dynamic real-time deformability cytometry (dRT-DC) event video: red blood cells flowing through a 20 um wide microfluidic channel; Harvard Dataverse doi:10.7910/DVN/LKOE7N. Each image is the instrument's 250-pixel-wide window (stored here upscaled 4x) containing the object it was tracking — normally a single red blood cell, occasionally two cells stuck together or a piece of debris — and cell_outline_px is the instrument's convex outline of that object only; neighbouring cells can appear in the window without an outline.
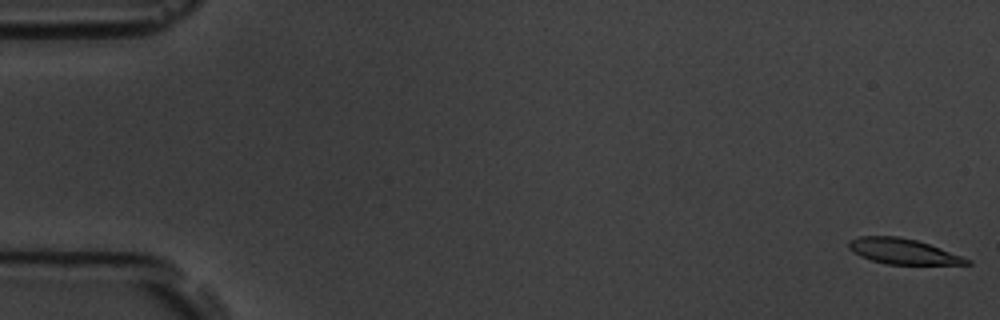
{"species": "common noctule bat (a hibernating species)", "species_latin": "Nyctalus noctula", "temperature_condition": "room temperature", "stored_images_in_passage": 6, "camera_frame_rate_fps": 3000, "um_per_image_px": 0.085, "animal": {"sex": "male", "body_mass_g": 19.5, "forearm_length_mm": 54.6}, "frame": {"image": 1, "passage_image": 1, "time_ms": 0.0, "image_size_px": [1000, 320], "cell_outline_px": [[972, 264], [884, 264], [860, 256], [852, 252], [848, 248], [848, 240], [860, 236], [900, 236], [916, 240], [940, 248], [972, 260]], "centroid_in_image_um": [76.71, 21.36], "position_along_channel_um": 8.3, "area_um2": 17.46}}
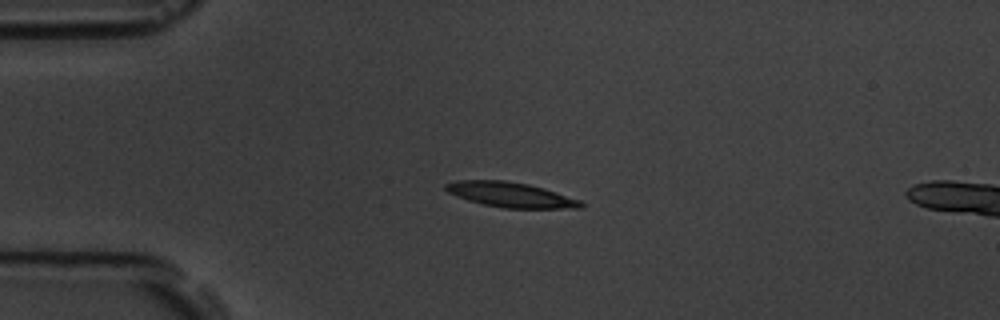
{"frame": {"image": 2, "passage_image": 5, "time_ms": 4.333, "image_size_px": [1000, 320], "cell_outline_px": [[584, 208], [504, 208], [484, 204], [468, 200], [456, 196], [448, 192], [444, 188], [444, 184], [456, 180], [504, 180], [528, 184], [544, 188], [580, 200], [584, 204]], "centroid_in_image_um": [43.39, 16.55], "position_along_channel_um": 41.6, "area_um2": 19.65}}